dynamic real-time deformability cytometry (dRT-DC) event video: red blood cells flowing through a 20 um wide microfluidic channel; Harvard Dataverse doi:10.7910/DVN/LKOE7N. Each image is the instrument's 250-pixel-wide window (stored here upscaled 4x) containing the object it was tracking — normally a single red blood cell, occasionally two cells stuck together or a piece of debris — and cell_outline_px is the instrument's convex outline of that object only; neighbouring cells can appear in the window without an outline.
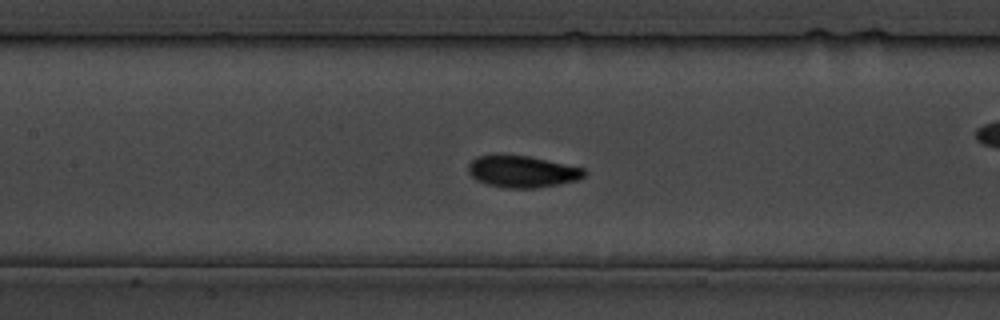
{"species": "common noctule bat (a hibernating species)", "species_latin": "Nyctalus noctula", "temperature_condition": "cold", "stored_images_in_passage": 36, "camera_frame_rate_fps": 3000, "um_per_image_px": 0.085, "animal": {"sex": "male", "body_mass_g": 19.5, "forearm_length_mm": 54.6}, "frame": {"image": 1, "passage_image": 16, "time_ms": 18.333, "image_size_px": [1000, 320], "cell_outline_px": [[584, 176], [576, 180], [556, 184], [532, 188], [504, 188], [488, 184], [476, 180], [468, 172], [468, 164], [476, 156], [492, 152], [496, 152], [528, 156], [584, 168]], "centroid_in_image_um": [44.28, 14.54], "position_along_channel_um": 163.1, "area_um2": 21.73}}